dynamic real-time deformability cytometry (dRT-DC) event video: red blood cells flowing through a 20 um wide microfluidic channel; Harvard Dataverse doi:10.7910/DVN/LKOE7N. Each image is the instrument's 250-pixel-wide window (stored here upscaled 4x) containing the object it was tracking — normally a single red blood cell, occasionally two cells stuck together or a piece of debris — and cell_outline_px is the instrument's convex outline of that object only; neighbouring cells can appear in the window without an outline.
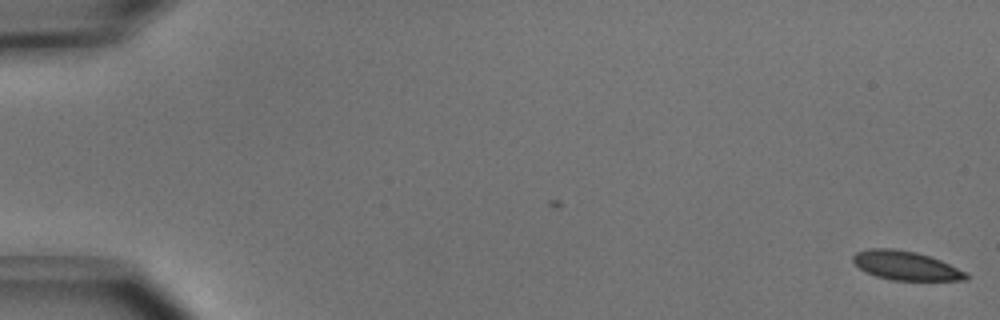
{"species": "common noctule bat (a hibernating species)", "species_latin": "Nyctalus noctula", "temperature_condition": "cold", "stored_images_in_passage": 5, "camera_frame_rate_fps": 3000, "um_per_image_px": 0.085, "animal": {"sex": "male", "body_mass_g": 15.6}, "frame": {"image": 1, "passage_image": 5, "time_ms": 1.333, "image_size_px": [1000, 320], "cell_outline_px": [[968, 280], [892, 280], [876, 276], [864, 272], [852, 260], [852, 256], [856, 252], [868, 248], [892, 248], [916, 252], [940, 260], [964, 272], [968, 276]], "centroid_in_image_um": [76.93, 22.57], "position_along_channel_um": 8.1, "area_um2": 18.9}}